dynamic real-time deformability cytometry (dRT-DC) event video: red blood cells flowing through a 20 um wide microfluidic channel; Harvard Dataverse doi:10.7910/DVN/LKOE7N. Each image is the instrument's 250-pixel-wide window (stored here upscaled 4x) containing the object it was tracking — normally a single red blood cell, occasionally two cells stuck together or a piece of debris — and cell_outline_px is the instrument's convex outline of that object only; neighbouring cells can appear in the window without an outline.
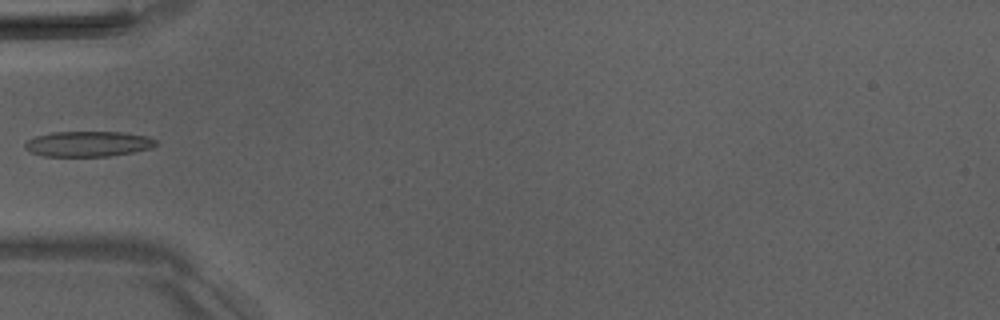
{"species": "Egyptian fruit bat (a non-hibernating species)", "species_latin": "Rousettus aegyptiacus", "temperature_condition": "room temperature", "stored_images_in_passage": 5, "camera_frame_rate_fps": 3000, "um_per_image_px": 0.085, "animal": {"sex": "male"}, "frame": {"image": 1, "passage_image": 5, "time_ms": 4.333, "image_size_px": [1000, 320], "cell_outline_px": [[160, 144], [152, 148], [132, 152], [108, 156], [44, 156], [28, 152], [24, 148], [24, 144], [28, 140], [36, 136], [52, 132], [120, 132], [148, 136], [156, 140]], "centroid_in_image_um": [7.49, 12.23], "position_along_channel_um": 77.5, "area_um2": 19.48}}